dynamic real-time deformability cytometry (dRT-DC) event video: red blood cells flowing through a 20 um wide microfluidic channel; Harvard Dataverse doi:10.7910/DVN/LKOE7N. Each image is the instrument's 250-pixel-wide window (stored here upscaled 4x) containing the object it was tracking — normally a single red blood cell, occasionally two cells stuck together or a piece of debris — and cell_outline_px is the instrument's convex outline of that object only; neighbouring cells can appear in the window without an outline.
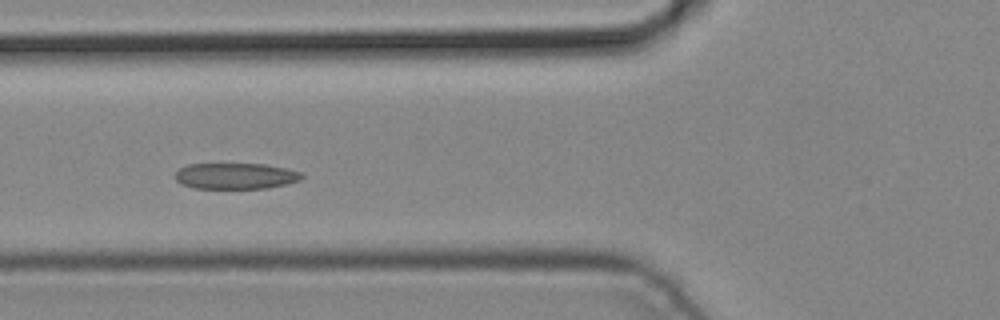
{"species": "common noctule bat (a hibernating species)", "species_latin": "Nyctalus noctula", "temperature_condition": "cold", "stored_images_in_passage": 5, "camera_frame_rate_fps": 3000, "um_per_image_px": 0.085, "animal": {"sex": "male", "body_mass_g": 19.2, "forearm_length_mm": 51.8}, "frame": {"image": 1, "passage_image": 5, "time_ms": 1.333, "image_size_px": [1000, 320], "cell_outline_px": [[304, 176], [300, 180], [268, 188], [192, 188], [180, 184], [176, 180], [176, 172], [180, 168], [188, 164], [264, 164], [284, 168], [300, 172]], "centroid_in_image_um": [19.99, 14.96], "position_along_channel_um": 105.8, "area_um2": 19.07}}